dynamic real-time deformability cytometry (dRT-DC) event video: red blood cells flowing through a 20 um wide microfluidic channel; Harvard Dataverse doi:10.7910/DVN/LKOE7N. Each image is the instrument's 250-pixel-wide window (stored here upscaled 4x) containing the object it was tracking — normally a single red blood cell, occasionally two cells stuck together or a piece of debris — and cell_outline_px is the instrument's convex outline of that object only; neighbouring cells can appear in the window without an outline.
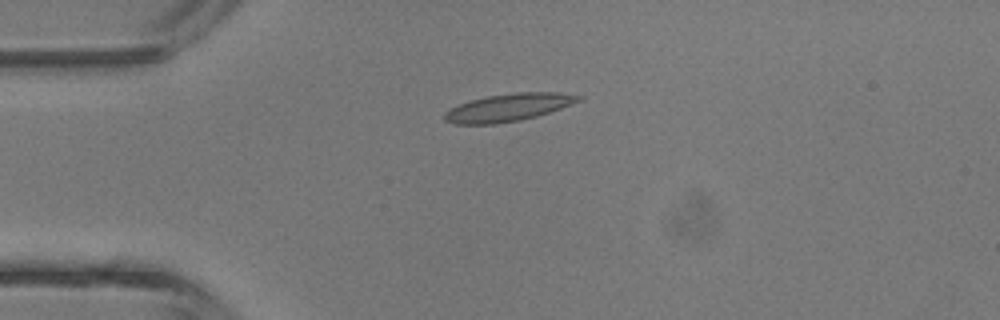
{"species": "common noctule bat (a hibernating species)", "species_latin": "Nyctalus noctula", "temperature_condition": "room temperature", "stored_images_in_passage": 2, "camera_frame_rate_fps": 3000, "um_per_image_px": 0.085, "animal": {"sex": "male", "body_mass_g": 13.3}, "frame": {"image": 1, "passage_image": 1, "time_ms": 0.0, "image_size_px": [1000, 320], "cell_outline_px": [[584, 100], [536, 116], [520, 120], [496, 124], [456, 124], [444, 120], [444, 112], [460, 104], [472, 100], [488, 96], [516, 92], [560, 92], [584, 96]], "centroid_in_image_um": [43.26, 9.13], "position_along_channel_um": 41.7, "area_um2": 21.44}}
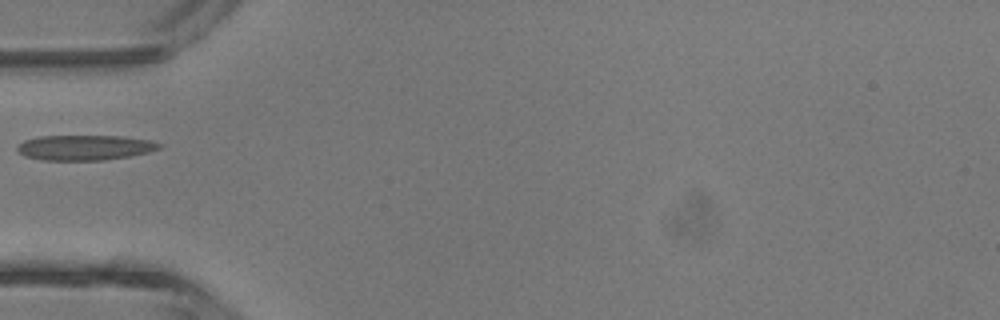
{"frame": {"image": 2, "passage_image": 2, "time_ms": 1.333, "image_size_px": [1000, 320], "cell_outline_px": [[164, 144], [160, 148], [148, 152], [128, 156], [104, 160], [40, 160], [24, 156], [16, 148], [24, 140], [40, 136], [120, 136], [152, 140]], "centroid_in_image_um": [7.22, 12.54], "position_along_channel_um": 77.8, "area_um2": 20.81}}